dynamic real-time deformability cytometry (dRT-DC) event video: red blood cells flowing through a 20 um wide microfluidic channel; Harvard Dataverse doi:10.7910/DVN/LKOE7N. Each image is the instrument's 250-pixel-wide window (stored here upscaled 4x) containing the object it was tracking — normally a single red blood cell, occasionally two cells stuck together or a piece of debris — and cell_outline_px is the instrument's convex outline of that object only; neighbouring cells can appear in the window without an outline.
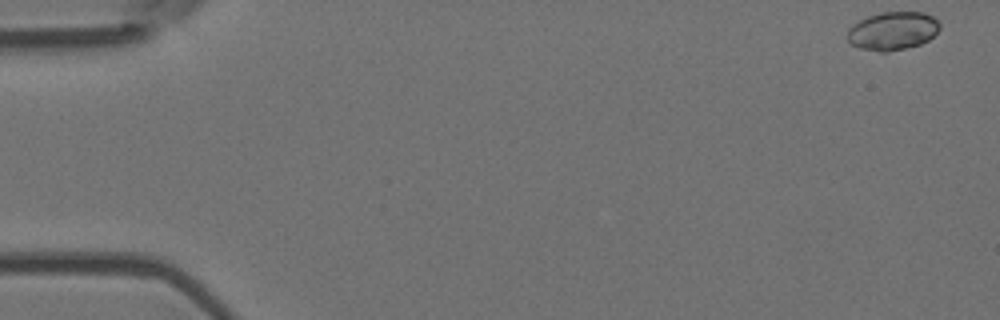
{"species": "Egyptian fruit bat (a non-hibernating species)", "species_latin": "Rousettus aegyptiacus", "temperature_condition": "room temperature", "stored_images_in_passage": 5, "camera_frame_rate_fps": 3000, "um_per_image_px": 0.085, "animal": {"sex": "female"}, "frame": {"image": 1, "passage_image": 1, "time_ms": 0.0, "image_size_px": [1000, 320], "cell_outline_px": [[940, 28], [928, 40], [920, 44], [888, 52], [880, 52], [860, 48], [852, 44], [848, 40], [848, 28], [852, 24], [868, 16], [880, 12], [924, 12], [932, 16], [940, 24]], "centroid_in_image_um": [75.86, 2.62], "position_along_channel_um": 9.1, "area_um2": 20.52}}
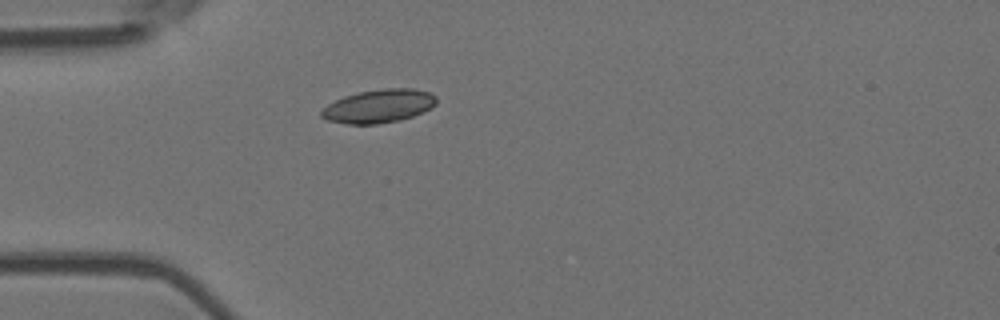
{"frame": {"image": 2, "passage_image": 5, "time_ms": 1.333, "image_size_px": [1000, 320], "cell_outline_px": [[436, 104], [432, 108], [412, 116], [400, 120], [376, 124], [348, 124], [328, 120], [320, 116], [320, 112], [328, 104], [344, 96], [360, 92], [384, 88], [412, 88], [428, 92], [436, 96]], "centroid_in_image_um": [32.2, 9.02], "position_along_channel_um": 52.8, "area_um2": 22.25}}